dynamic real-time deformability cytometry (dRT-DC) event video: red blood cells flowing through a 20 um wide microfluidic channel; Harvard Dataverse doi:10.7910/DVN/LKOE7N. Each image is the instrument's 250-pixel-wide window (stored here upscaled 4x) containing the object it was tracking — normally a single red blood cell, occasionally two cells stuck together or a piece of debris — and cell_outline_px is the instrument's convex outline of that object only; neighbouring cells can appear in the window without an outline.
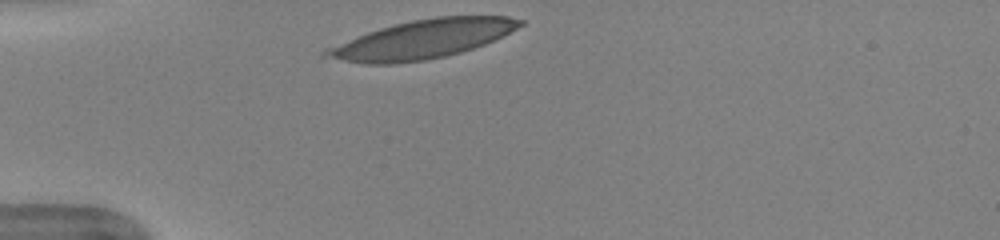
{"species": "human", "species_latin": "Homo sapiens", "temperature_condition": "warm", "stored_images_in_passage": 30, "camera_frame_rate_fps": 3000, "um_per_image_px": 0.085, "donor": {"sex": "female"}, "frame": {"image": 1, "passage_image": 1, "time_ms": 0.0, "image_size_px": [1000, 240], "cell_outline_px": [[524, 24], [484, 44], [460, 52], [444, 56], [424, 60], [396, 64], [364, 64], [320, 56], [320, 52], [324, 48], [368, 32], [380, 28], [412, 20], [436, 16], [508, 16], [524, 20]], "centroid_in_image_um": [35.84, 3.34], "position_along_channel_um": 49.2, "area_um2": 43.35}}
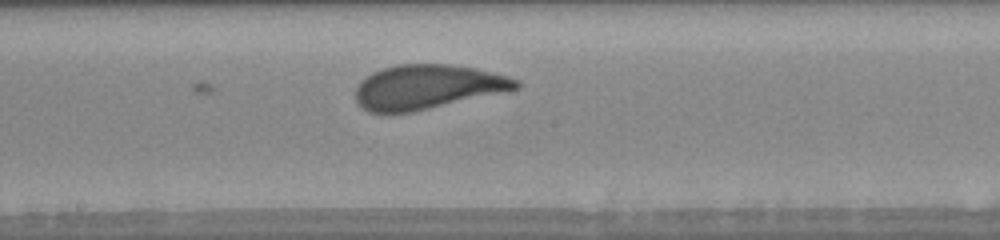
{"frame": {"image": 2, "passage_image": 15, "time_ms": 4.667, "image_size_px": [1000, 240], "cell_outline_px": [[520, 88], [504, 92], [412, 112], [388, 116], [368, 112], [356, 104], [356, 88], [360, 80], [372, 72], [396, 64], [452, 64], [476, 68], [508, 76], [520, 80]], "centroid_in_image_um": [36.28, 7.41], "position_along_channel_um": 211.9, "area_um2": 42.25}}
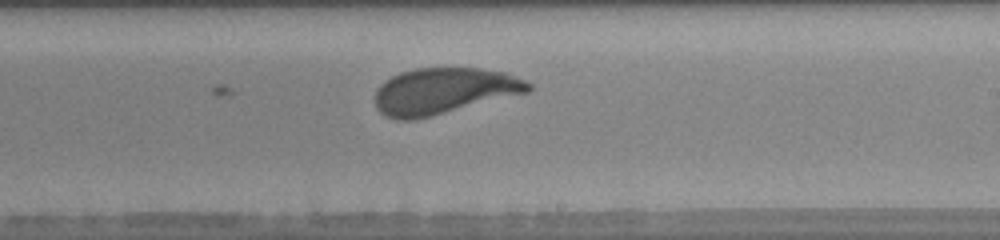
{"frame": {"image": 3, "passage_image": 18, "time_ms": 5.667, "image_size_px": [1000, 240], "cell_outline_px": [[532, 88], [528, 92], [416, 120], [396, 120], [384, 116], [376, 108], [376, 88], [384, 80], [400, 72], [416, 68], [480, 68], [504, 72], [524, 80], [532, 84]], "centroid_in_image_um": [37.68, 7.74], "position_along_channel_um": 251.3, "area_um2": 41.38}, "authors_computed_cell_mechanics": {"area_um2": 41.8472, "velocity_mm_per_s": 3.9527, "shape_relaxation_time_tau1_ms": 3.8378, "shape_relaxation_time_tau2_ms": null, "deformation_change_tau1": 0.1824, "deformation_change_tau2": null}}